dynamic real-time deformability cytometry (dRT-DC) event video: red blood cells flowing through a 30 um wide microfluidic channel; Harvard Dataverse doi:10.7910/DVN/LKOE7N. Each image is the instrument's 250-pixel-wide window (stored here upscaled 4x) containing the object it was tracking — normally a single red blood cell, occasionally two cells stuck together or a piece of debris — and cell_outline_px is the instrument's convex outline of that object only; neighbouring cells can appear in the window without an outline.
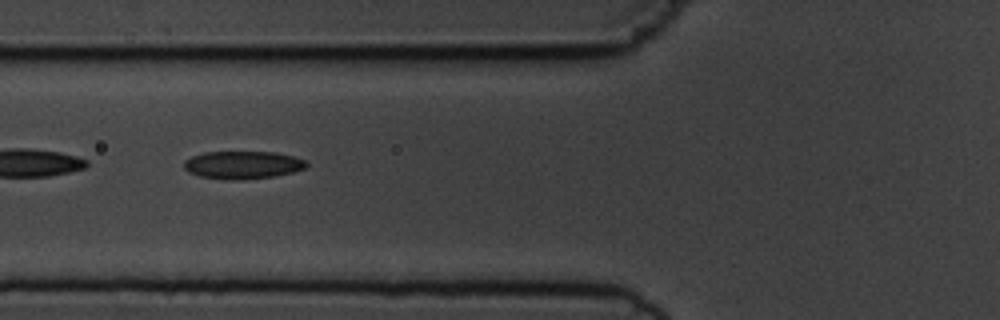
{"species": "common noctule bat (a hibernating species)", "species_latin": "Nyctalus noctula", "temperature_condition": "cold", "stored_images_in_passage": 10, "camera_frame_rate_fps": 3000, "um_per_image_px": 0.085, "animal": {"sex": "male", "body_mass_g": 19.5, "forearm_length_mm": 54.6}, "frame": {"image": 1, "passage_image": 6, "time_ms": 5.667, "image_size_px": [1000, 320], "cell_outline_px": [[308, 164], [304, 168], [292, 172], [276, 176], [240, 180], [224, 180], [200, 176], [188, 172], [184, 168], [184, 160], [192, 156], [204, 152], [276, 152], [308, 160]], "centroid_in_image_um": [20.63, 14.02], "position_along_channel_um": 105.2, "area_um2": 20.0}}
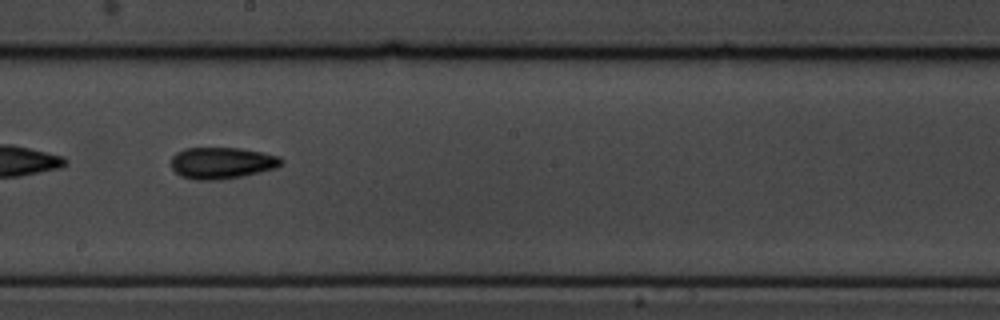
{"frame": {"image": 2, "passage_image": 9, "time_ms": 9.0, "image_size_px": [1000, 320], "cell_outline_px": [[284, 160], [276, 168], [244, 176], [216, 180], [196, 180], [180, 176], [172, 168], [172, 156], [176, 152], [184, 148], [240, 148], [280, 156]], "centroid_in_image_um": [18.85, 13.85], "position_along_channel_um": 229.3, "area_um2": 20.29}}
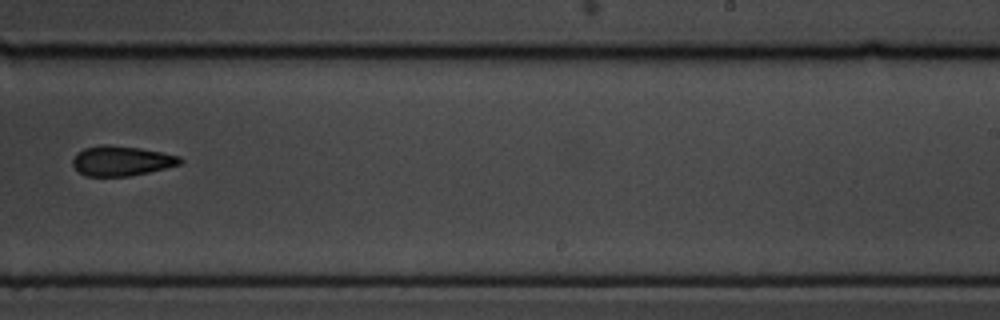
{"frame": {"image": 3, "passage_image": 10, "time_ms": 10.333, "image_size_px": [1000, 320], "cell_outline_px": [[184, 160], [180, 164], [148, 172], [128, 176], [84, 176], [72, 164], [72, 156], [76, 152], [84, 148], [100, 144], [108, 144], [140, 148], [180, 156]], "centroid_in_image_um": [10.28, 13.66], "position_along_channel_um": 278.7, "area_um2": 18.79}}